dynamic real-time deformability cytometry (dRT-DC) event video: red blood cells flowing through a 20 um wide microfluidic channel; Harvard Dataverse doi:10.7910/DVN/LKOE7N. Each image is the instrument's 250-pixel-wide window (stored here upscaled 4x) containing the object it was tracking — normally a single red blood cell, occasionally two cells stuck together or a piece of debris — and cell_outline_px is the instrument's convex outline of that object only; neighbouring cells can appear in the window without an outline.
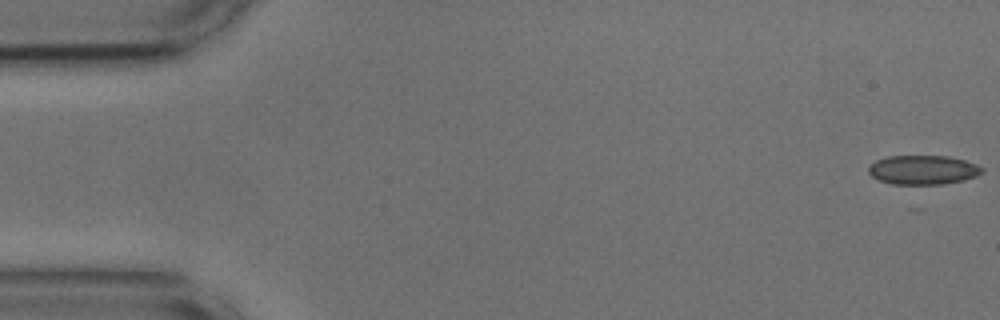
{"species": "common noctule bat (a hibernating species)", "species_latin": "Nyctalus noctula", "temperature_condition": "cold", "stored_images_in_passage": 54, "camera_frame_rate_fps": 3000, "um_per_image_px": 0.085, "animal": {"sex": "male", "body_mass_g": 17.9, "forearm_length_mm": 54.2}, "frame": {"image": 1, "passage_image": 1, "time_ms": 0.0, "image_size_px": [1000, 320], "cell_outline_px": [[984, 172], [976, 176], [964, 180], [944, 184], [892, 184], [880, 180], [872, 176], [868, 172], [868, 168], [876, 160], [888, 156], [948, 156], [964, 160], [976, 164], [984, 168]], "centroid_in_image_um": [78.48, 14.44], "position_along_channel_um": 6.5, "area_um2": 19.31}}
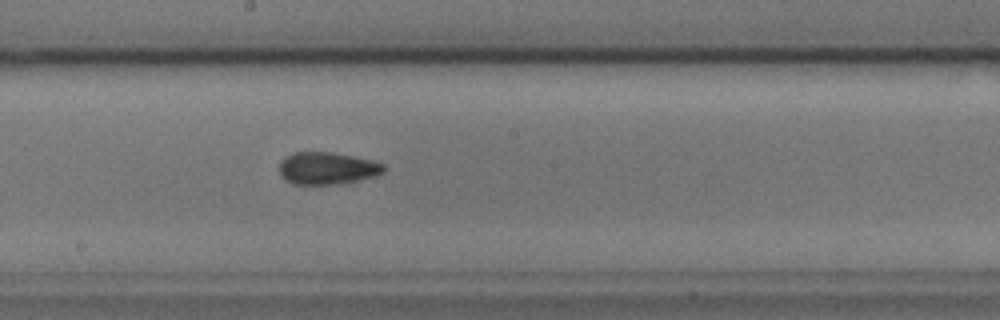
{"frame": {"image": 2, "passage_image": 29, "time_ms": 9.333, "image_size_px": [1000, 320], "cell_outline_px": [[388, 168], [384, 172], [376, 176], [348, 184], [292, 184], [284, 180], [280, 176], [280, 160], [284, 156], [292, 152], [332, 152], [372, 160], [384, 164]], "centroid_in_image_um": [27.83, 14.31], "position_along_channel_um": 220.4, "area_um2": 20.17}}
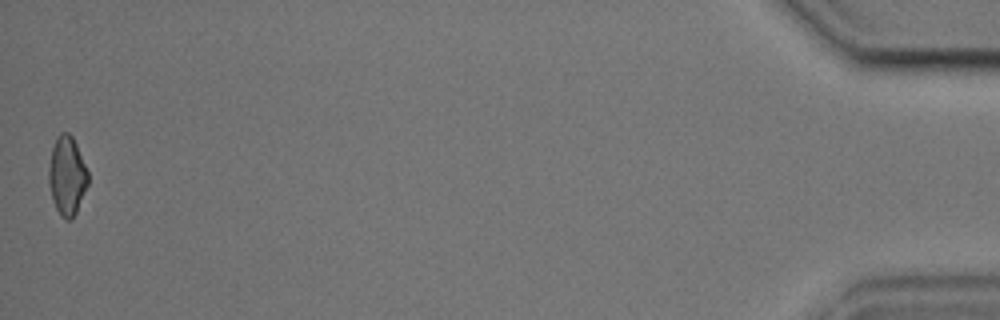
{"frame": {"image": 3, "passage_image": 54, "time_ms": 17.667, "image_size_px": [1000, 320], "cell_outline_px": [[88, 184], [76, 212], [72, 220], [64, 220], [60, 216], [52, 200], [48, 184], [48, 168], [52, 148], [56, 136], [60, 132], [68, 132], [72, 136], [76, 144], [88, 172]], "centroid_in_image_um": [5.67, 14.95], "position_along_channel_um": 429.5, "area_um2": 18.21}, "authors_computed_cell_mechanics": {"area_um2": 19.5653, "velocity_mm_per_s": 3.6652, "shape_relaxation_time_tau1_ms": 4.257, "shape_relaxation_time_tau2_ms": 3.295, "deformation_change_tau1": 0.0724, "deformation_change_tau2": 0.0937}}